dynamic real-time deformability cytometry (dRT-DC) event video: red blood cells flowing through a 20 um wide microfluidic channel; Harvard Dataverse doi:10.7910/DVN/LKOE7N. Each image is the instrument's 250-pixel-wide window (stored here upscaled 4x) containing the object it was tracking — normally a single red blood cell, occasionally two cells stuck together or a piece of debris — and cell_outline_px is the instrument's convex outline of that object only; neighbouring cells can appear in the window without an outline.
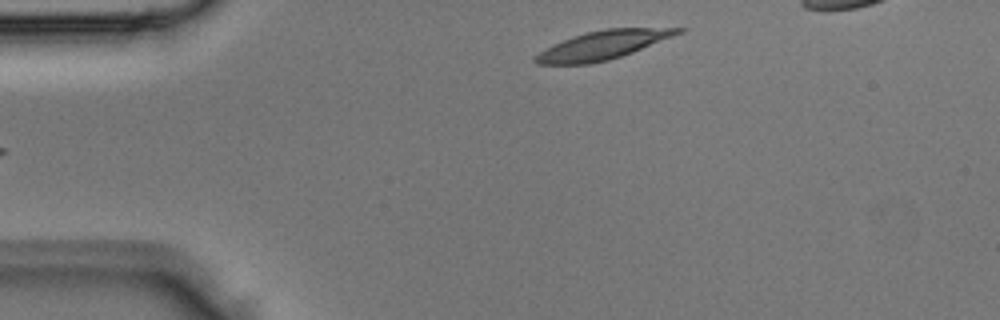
{"species": "Egyptian fruit bat (a non-hibernating species)", "species_latin": "Rousettus aegyptiacus", "temperature_condition": "room temperature", "stored_images_in_passage": 4, "segment_of_instrument_passage": [2, 2], "camera_frame_rate_fps": 3000, "um_per_image_px": 0.085, "animal": {"sex": "male"}, "frame": {"image": 1, "passage_image": 4, "time_ms": 1.0, "image_size_px": [1000, 320], "cell_outline_px": [[688, 28], [680, 32], [632, 52], [608, 60], [588, 64], [536, 64], [532, 60], [532, 56], [552, 44], [572, 36], [604, 28]], "centroid_in_image_um": [51.11, 3.84], "position_along_channel_um": 33.9, "area_um2": 23.41}}